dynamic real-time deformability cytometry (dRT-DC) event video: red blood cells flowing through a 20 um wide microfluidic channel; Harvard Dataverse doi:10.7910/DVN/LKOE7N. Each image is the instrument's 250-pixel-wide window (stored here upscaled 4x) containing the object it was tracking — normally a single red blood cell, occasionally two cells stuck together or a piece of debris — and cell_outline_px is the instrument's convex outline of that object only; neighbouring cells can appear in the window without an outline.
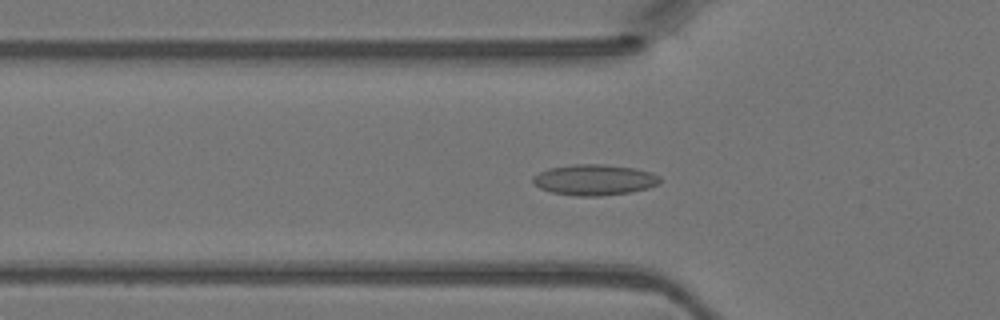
{"species": "Egyptian fruit bat (a non-hibernating species)", "species_latin": "Rousettus aegyptiacus", "temperature_condition": "warm", "stored_images_in_passage": 47, "camera_frame_rate_fps": 3000, "um_per_image_px": 0.085, "animal": {"sex": "female"}, "frame": {"image": 1, "passage_image": 15, "time_ms": 4.667, "image_size_px": [1000, 320], "cell_outline_px": [[660, 184], [648, 188], [628, 192], [600, 196], [576, 196], [552, 192], [540, 188], [532, 180], [532, 176], [548, 168], [572, 164], [604, 164], [632, 168], [652, 172], [660, 176]], "centroid_in_image_um": [50.53, 15.28], "position_along_channel_um": 75.3, "area_um2": 22.77}}
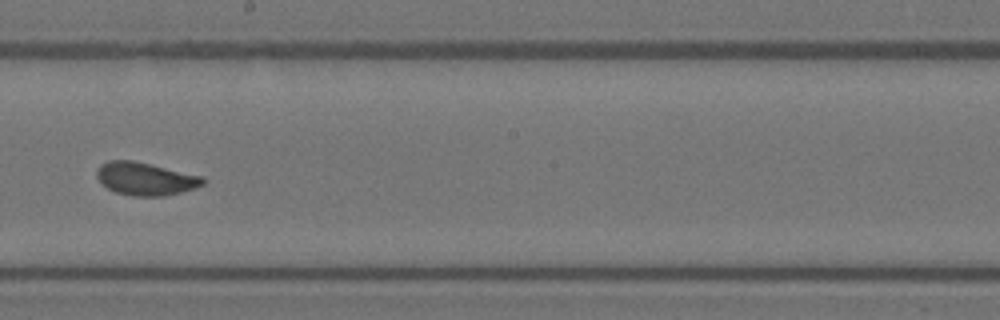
{"frame": {"image": 2, "passage_image": 26, "time_ms": 8.333, "image_size_px": [1000, 320], "cell_outline_px": [[208, 180], [204, 184], [180, 192], [164, 196], [132, 196], [116, 192], [108, 188], [96, 176], [96, 172], [100, 164], [108, 160], [132, 160], [204, 176]], "centroid_in_image_um": [12.38, 15.19], "position_along_channel_um": 235.8, "area_um2": 20.29}}
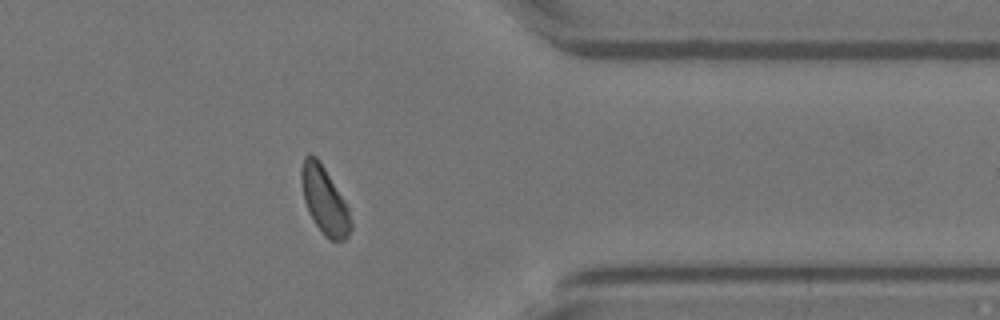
{"frame": {"image": 3, "passage_image": 37, "time_ms": 12.0, "image_size_px": [1000, 320], "cell_outline_px": [[352, 228], [348, 236], [344, 240], [328, 240], [324, 236], [308, 212], [304, 200], [300, 180], [300, 172], [304, 156], [308, 152], [312, 152], [316, 156], [324, 168], [344, 200], [348, 208], [352, 224]], "centroid_in_image_um": [27.55, 17.01], "position_along_channel_um": 383.8, "area_um2": 19.42}}